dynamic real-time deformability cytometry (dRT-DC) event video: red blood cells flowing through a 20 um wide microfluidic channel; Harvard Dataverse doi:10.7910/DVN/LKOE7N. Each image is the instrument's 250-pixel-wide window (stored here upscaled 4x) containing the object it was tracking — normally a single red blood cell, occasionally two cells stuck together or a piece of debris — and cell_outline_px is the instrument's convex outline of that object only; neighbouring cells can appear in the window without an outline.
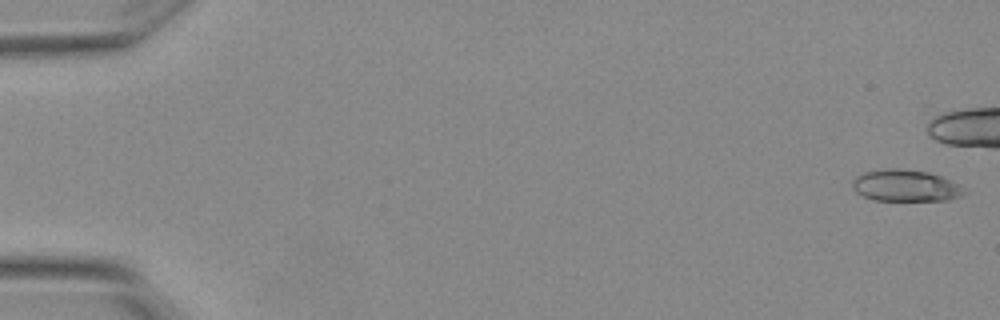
{"species": "Egyptian fruit bat (a non-hibernating species)", "species_latin": "Rousettus aegyptiacus", "temperature_condition": "warm", "stored_images_in_passage": 6, "camera_frame_rate_fps": 3000, "um_per_image_px": 0.085, "animal": {"sex": "female"}, "frame": {"image": 1, "passage_image": 1, "time_ms": 0.0, "image_size_px": [1000, 320], "cell_outline_px": [[964, 192], [960, 196], [944, 200], [876, 200], [864, 196], [856, 192], [852, 188], [852, 180], [856, 176], [864, 172], [884, 168], [900, 168], [928, 172], [940, 176], [956, 184]], "centroid_in_image_um": [76.87, 15.76], "position_along_channel_um": 8.1, "area_um2": 20.29}}